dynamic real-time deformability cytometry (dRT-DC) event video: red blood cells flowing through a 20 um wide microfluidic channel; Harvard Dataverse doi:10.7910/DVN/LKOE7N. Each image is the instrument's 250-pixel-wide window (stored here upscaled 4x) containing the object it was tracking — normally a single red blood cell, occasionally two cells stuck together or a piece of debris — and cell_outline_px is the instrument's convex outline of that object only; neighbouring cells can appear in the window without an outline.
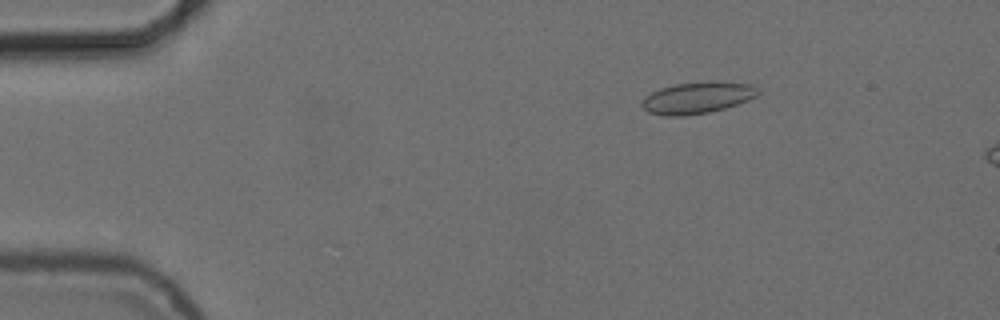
{"species": "common noctule bat (a hibernating species)", "species_latin": "Nyctalus noctula", "temperature_condition": "cold", "stored_images_in_passage": 15, "camera_frame_rate_fps": 3000, "um_per_image_px": 0.085, "animal": {"sex": "female", "body_mass_g": 24.6, "forearm_length_mm": 56.2}, "frame": {"image": 1, "passage_image": 9, "time_ms": 2.667, "image_size_px": [1000, 320], "cell_outline_px": [[760, 92], [756, 96], [748, 100], [724, 108], [708, 112], [684, 116], [664, 116], [648, 112], [640, 104], [644, 96], [660, 88], [676, 84], [708, 80], [716, 80], [748, 84], [756, 88]], "centroid_in_image_um": [59.24, 8.29], "position_along_channel_um": 25.8, "area_um2": 21.5}}